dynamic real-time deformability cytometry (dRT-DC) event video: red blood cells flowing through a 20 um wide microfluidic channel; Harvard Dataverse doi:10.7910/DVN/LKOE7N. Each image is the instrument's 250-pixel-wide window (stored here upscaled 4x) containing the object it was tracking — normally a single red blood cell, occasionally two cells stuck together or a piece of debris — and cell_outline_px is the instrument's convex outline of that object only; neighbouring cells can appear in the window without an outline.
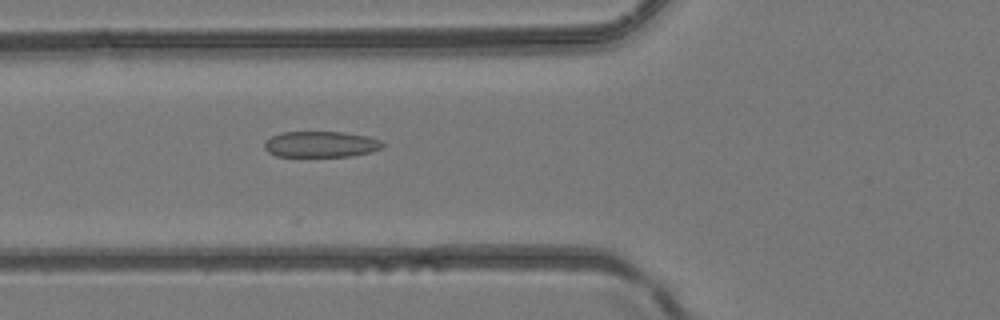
{"species": "common noctule bat (a hibernating species)", "species_latin": "Nyctalus noctula", "temperature_condition": "room temperature", "stored_images_in_passage": 6, "camera_frame_rate_fps": 3000, "um_per_image_px": 0.085, "animal": {"sex": "female", "body_mass_g": 24.6, "forearm_length_mm": 56.2}, "frame": {"image": 1, "passage_image": 6, "time_ms": 5.667, "image_size_px": [1000, 320], "cell_outline_px": [[384, 148], [372, 152], [352, 156], [276, 156], [268, 152], [264, 148], [264, 140], [280, 132], [340, 132], [368, 136], [384, 140]], "centroid_in_image_um": [27.31, 12.26], "position_along_channel_um": 98.5, "area_um2": 18.15}}